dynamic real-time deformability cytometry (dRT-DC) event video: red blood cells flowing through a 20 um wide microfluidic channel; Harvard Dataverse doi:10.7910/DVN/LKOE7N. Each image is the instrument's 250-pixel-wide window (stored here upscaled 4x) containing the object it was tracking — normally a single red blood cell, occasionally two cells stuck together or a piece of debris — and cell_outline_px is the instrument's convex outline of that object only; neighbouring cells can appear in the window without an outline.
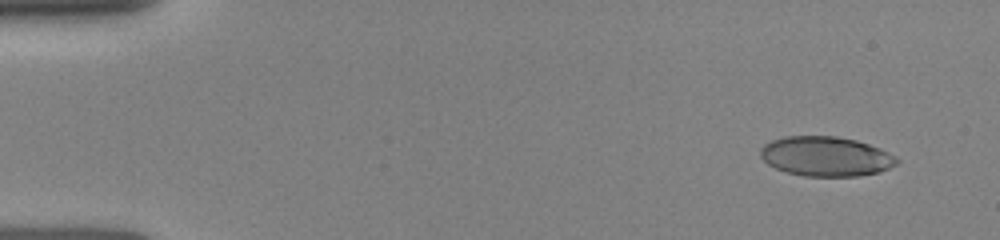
{"species": "human", "species_latin": "Homo sapiens", "temperature_condition": "room temperature", "stored_images_in_passage": 19, "camera_frame_rate_fps": 3000, "um_per_image_px": 0.085, "donor": {"sex": "female"}, "frame": {"image": 1, "passage_image": 1, "time_ms": 0.0, "image_size_px": [1000, 240], "cell_outline_px": [[900, 160], [896, 164], [880, 172], [860, 176], [804, 176], [788, 172], [776, 168], [768, 164], [760, 156], [760, 148], [764, 144], [772, 140], [788, 136], [836, 136], [856, 140], [880, 148], [896, 156]], "centroid_in_image_um": [70.21, 13.29], "position_along_channel_um": 14.8, "area_um2": 31.56}}
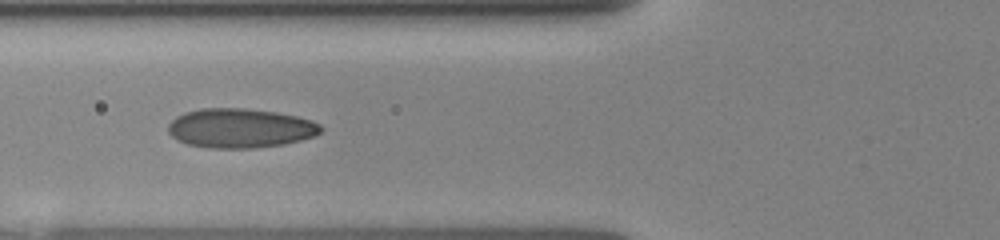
{"frame": {"image": 2, "passage_image": 14, "time_ms": 5.0, "image_size_px": [1000, 240], "cell_outline_px": [[324, 128], [316, 136], [284, 144], [252, 148], [208, 148], [188, 144], [176, 140], [168, 132], [168, 124], [176, 116], [184, 112], [200, 108], [244, 108], [276, 112], [296, 116], [312, 120], [320, 124]], "centroid_in_image_um": [20.41, 10.89], "position_along_channel_um": 105.4, "area_um2": 35.26}}
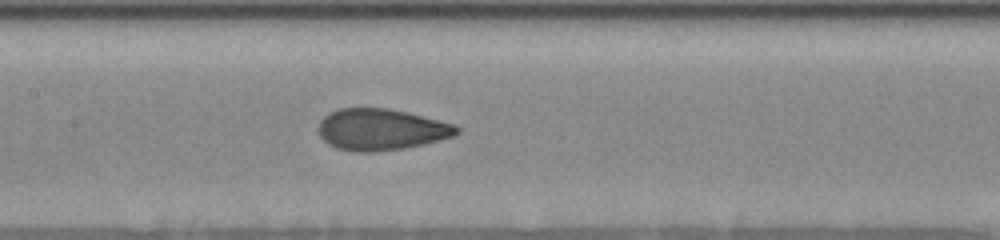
{"frame": {"image": 3, "passage_image": 19, "time_ms": 6.667, "image_size_px": [1000, 240], "cell_outline_px": [[460, 132], [452, 136], [404, 148], [372, 152], [352, 152], [336, 148], [328, 144], [320, 136], [316, 128], [320, 120], [324, 116], [340, 108], [388, 108], [408, 112], [452, 124], [460, 128]], "centroid_in_image_um": [32.32, 11.01], "position_along_channel_um": 175.1, "area_um2": 33.23}}